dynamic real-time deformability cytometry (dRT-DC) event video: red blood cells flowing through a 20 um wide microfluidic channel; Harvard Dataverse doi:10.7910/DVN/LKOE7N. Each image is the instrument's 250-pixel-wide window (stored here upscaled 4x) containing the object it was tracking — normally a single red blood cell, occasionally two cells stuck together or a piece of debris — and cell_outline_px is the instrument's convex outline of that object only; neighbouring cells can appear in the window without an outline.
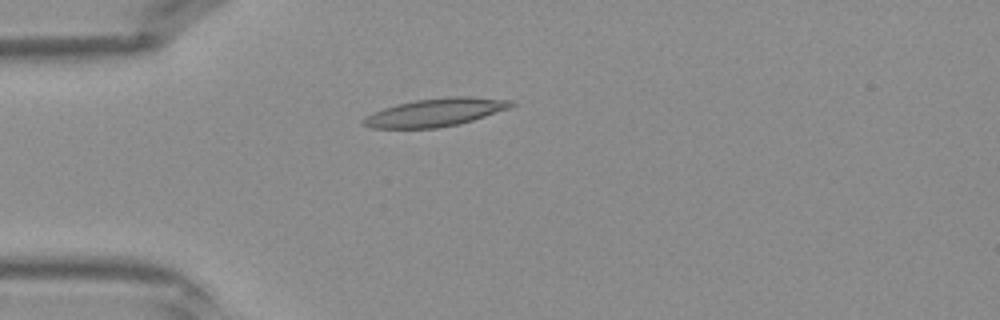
{"species": "Egyptian fruit bat (a non-hibernating species)", "species_latin": "Rousettus aegyptiacus", "temperature_condition": "warm", "stored_images_in_passage": 31, "camera_frame_rate_fps": 3000, "um_per_image_px": 0.085, "frame": {"image": 1, "passage_image": 1, "time_ms": 0.0, "image_size_px": [1000, 320], "cell_outline_px": [[516, 104], [508, 108], [460, 124], [436, 128], [372, 128], [364, 124], [360, 120], [384, 108], [396, 104], [416, 100], [448, 96], [468, 96], [512, 100]], "centroid_in_image_um": [37.03, 9.54], "position_along_channel_um": 48.0, "area_um2": 23.87}}
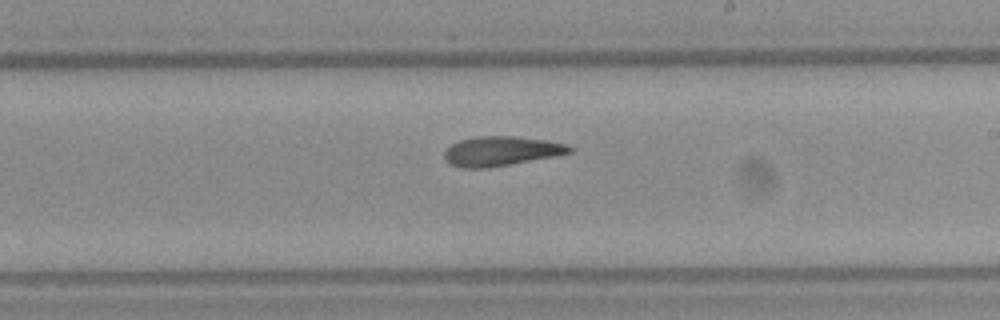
{"frame": {"image": 2, "passage_image": 14, "time_ms": 4.333, "image_size_px": [1000, 320], "cell_outline_px": [[572, 152], [556, 156], [488, 168], [460, 168], [448, 164], [444, 160], [444, 152], [452, 144], [460, 140], [476, 136], [512, 136], [548, 140], [568, 144], [572, 148]], "centroid_in_image_um": [42.58, 12.85], "position_along_channel_um": 246.4, "area_um2": 21.73}}
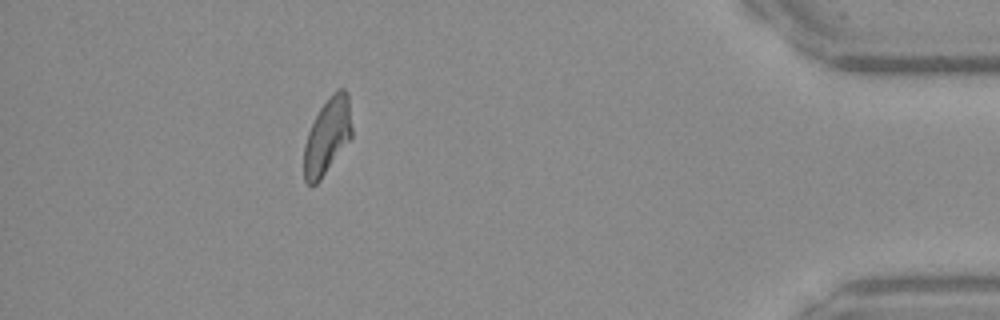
{"frame": {"image": 3, "passage_image": 27, "time_ms": 8.667, "image_size_px": [1000, 320], "cell_outline_px": [[352, 136], [320, 180], [316, 184], [308, 184], [304, 180], [304, 144], [308, 132], [320, 108], [332, 92], [336, 88], [344, 88], [348, 92], [352, 128]], "centroid_in_image_um": [27.83, 11.53], "position_along_channel_um": 407.4, "area_um2": 21.15}}